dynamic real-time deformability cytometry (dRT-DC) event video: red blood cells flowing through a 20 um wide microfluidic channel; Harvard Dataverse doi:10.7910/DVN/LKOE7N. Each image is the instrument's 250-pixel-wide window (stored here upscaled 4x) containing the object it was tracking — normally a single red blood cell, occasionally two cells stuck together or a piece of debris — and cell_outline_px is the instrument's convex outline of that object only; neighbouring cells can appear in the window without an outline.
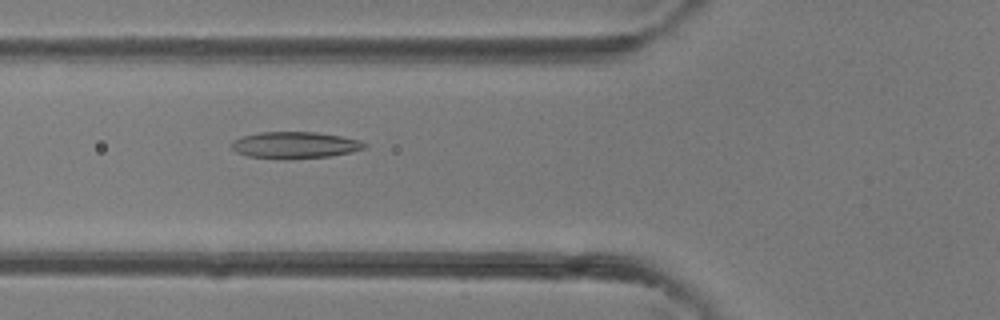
{"species": "common noctule bat (a hibernating species)", "species_latin": "Nyctalus noctula", "temperature_condition": "room temperature", "stored_images_in_passage": 32, "camera_frame_rate_fps": 3000, "um_per_image_px": 0.085, "animal": {"sex": "female"}, "frame": {"image": 1, "passage_image": 7, "time_ms": 2.0, "image_size_px": [1000, 320], "cell_outline_px": [[368, 148], [352, 152], [328, 156], [288, 160], [248, 156], [236, 152], [228, 144], [232, 140], [244, 136], [260, 132], [316, 132], [340, 136], [360, 140], [368, 144]], "centroid_in_image_um": [25.07, 12.34], "position_along_channel_um": 100.7, "area_um2": 20.92}}
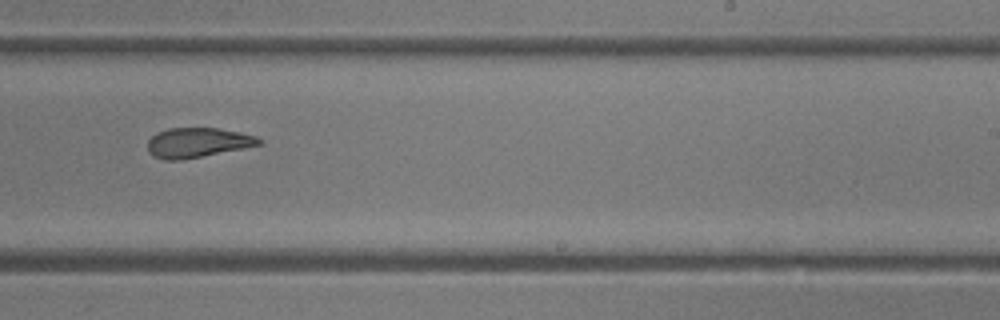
{"frame": {"image": 2, "passage_image": 17, "time_ms": 5.333, "image_size_px": [1000, 320], "cell_outline_px": [[264, 140], [260, 144], [180, 160], [164, 160], [148, 152], [148, 140], [156, 132], [168, 128], [216, 128], [256, 136]], "centroid_in_image_um": [16.74, 12.11], "position_along_channel_um": 272.3, "area_um2": 18.84}}
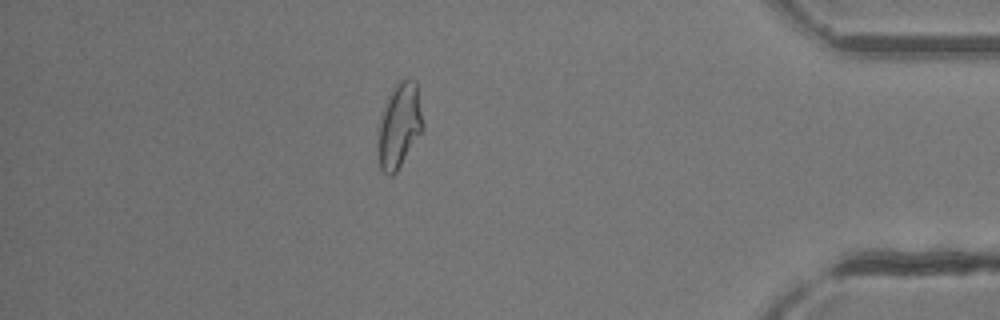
{"frame": {"image": 3, "passage_image": 27, "time_ms": 8.667, "image_size_px": [1000, 320], "cell_outline_px": [[424, 128], [396, 172], [392, 176], [388, 176], [380, 168], [376, 132], [380, 116], [388, 96], [396, 80], [416, 80], [424, 124]], "centroid_in_image_um": [33.92, 10.66], "position_along_channel_um": 401.3, "area_um2": 22.48}}